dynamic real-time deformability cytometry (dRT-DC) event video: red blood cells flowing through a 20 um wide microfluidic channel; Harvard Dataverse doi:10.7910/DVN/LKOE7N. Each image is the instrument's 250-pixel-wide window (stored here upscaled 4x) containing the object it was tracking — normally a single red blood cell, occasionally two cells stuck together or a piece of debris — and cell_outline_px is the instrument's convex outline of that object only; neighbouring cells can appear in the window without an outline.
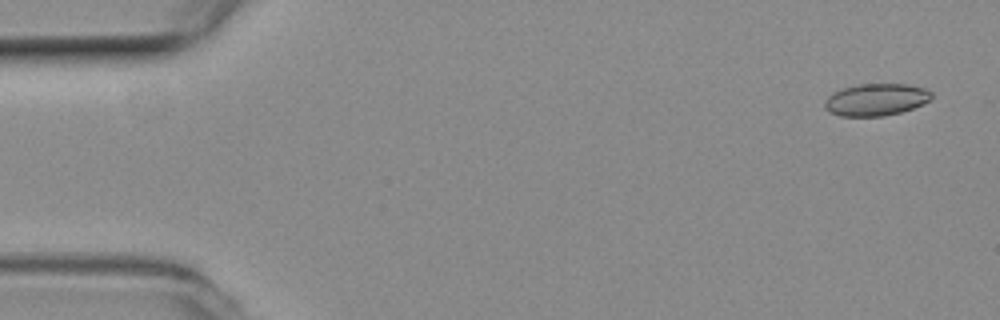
{"species": "common noctule bat (a hibernating species)", "species_latin": "Nyctalus noctula", "temperature_condition": "room temperature", "stored_images_in_passage": 55, "camera_frame_rate_fps": 3000, "um_per_image_px": 0.085, "animal": {"sex": "female", "body_mass_g": 19.3, "forearm_length_mm": 54.1}, "frame": {"image": 1, "passage_image": 3, "time_ms": 0.667, "image_size_px": [1000, 320], "cell_outline_px": [[932, 96], [928, 100], [912, 108], [900, 112], [884, 116], [840, 116], [828, 112], [824, 108], [824, 100], [832, 92], [844, 88], [860, 84], [908, 84], [924, 88], [932, 92]], "centroid_in_image_um": [74.41, 8.47], "position_along_channel_um": 10.6, "area_um2": 19.94}}
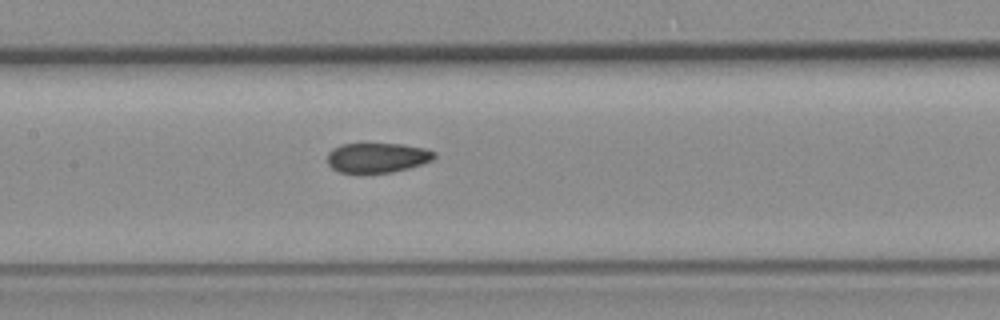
{"frame": {"image": 2, "passage_image": 26, "time_ms": 8.333, "image_size_px": [1000, 320], "cell_outline_px": [[436, 156], [432, 160], [408, 168], [392, 172], [360, 176], [340, 172], [332, 168], [328, 164], [328, 152], [332, 148], [340, 144], [400, 144], [424, 148], [436, 152]], "centroid_in_image_um": [32.01, 13.44], "position_along_channel_um": 175.4, "area_um2": 19.13}}
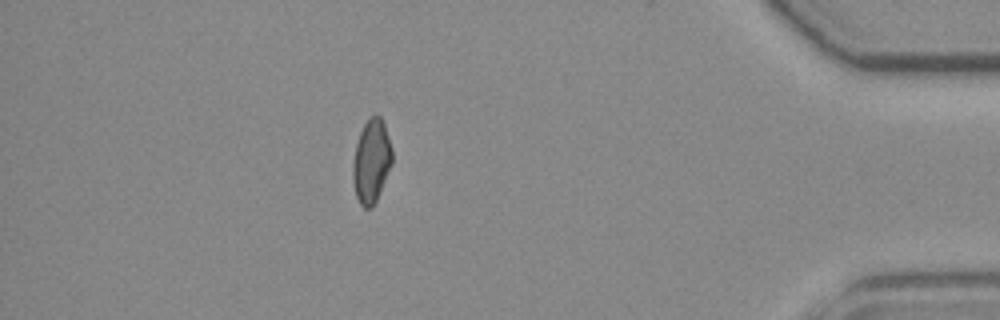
{"frame": {"image": 3, "passage_image": 48, "time_ms": 15.667, "image_size_px": [1000, 320], "cell_outline_px": [[392, 164], [376, 200], [372, 208], [364, 208], [360, 204], [356, 196], [352, 180], [352, 164], [356, 144], [360, 132], [368, 116], [380, 116], [384, 124], [392, 148]], "centroid_in_image_um": [31.55, 13.7], "position_along_channel_um": 403.6, "area_um2": 19.13}, "authors_computed_cell_mechanics": {"area_um2": 19.5364, "velocity_mm_per_s": 3.7969, "shape_relaxation_time_tau1_ms": null, "shape_relaxation_time_tau2_ms": 1.8424, "deformation_change_tau1": null, "deformation_change_tau2": 0.0601}}